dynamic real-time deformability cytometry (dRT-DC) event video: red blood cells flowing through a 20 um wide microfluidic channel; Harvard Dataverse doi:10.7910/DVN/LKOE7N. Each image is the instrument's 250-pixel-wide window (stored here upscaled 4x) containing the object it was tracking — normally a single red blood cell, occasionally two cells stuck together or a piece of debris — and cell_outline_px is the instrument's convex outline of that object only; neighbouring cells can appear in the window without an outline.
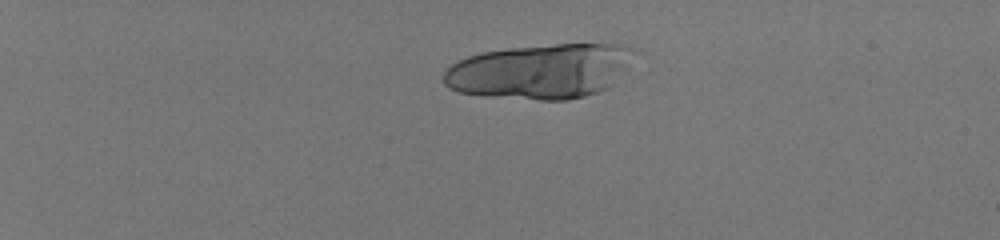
{"species": "human", "species_latin": "Homo sapiens", "temperature_condition": "room temperature", "stored_images_in_passage": 29, "camera_frame_rate_fps": 3000, "um_per_image_px": 0.085, "donor": {"sex": "male"}, "frame": {"image": 1, "passage_image": 16, "time_ms": 5.0, "image_size_px": [1000, 240], "cell_outline_px": [[632, 48], [628, 68], [608, 88], [584, 96], [568, 100], [540, 100], [480, 96], [456, 92], [448, 88], [444, 84], [444, 72], [452, 64], [468, 56], [484, 52], [508, 48], [556, 44], [624, 44]], "centroid_in_image_um": [45.89, 6.07], "position_along_channel_um": 39.1, "area_um2": 60.92}}